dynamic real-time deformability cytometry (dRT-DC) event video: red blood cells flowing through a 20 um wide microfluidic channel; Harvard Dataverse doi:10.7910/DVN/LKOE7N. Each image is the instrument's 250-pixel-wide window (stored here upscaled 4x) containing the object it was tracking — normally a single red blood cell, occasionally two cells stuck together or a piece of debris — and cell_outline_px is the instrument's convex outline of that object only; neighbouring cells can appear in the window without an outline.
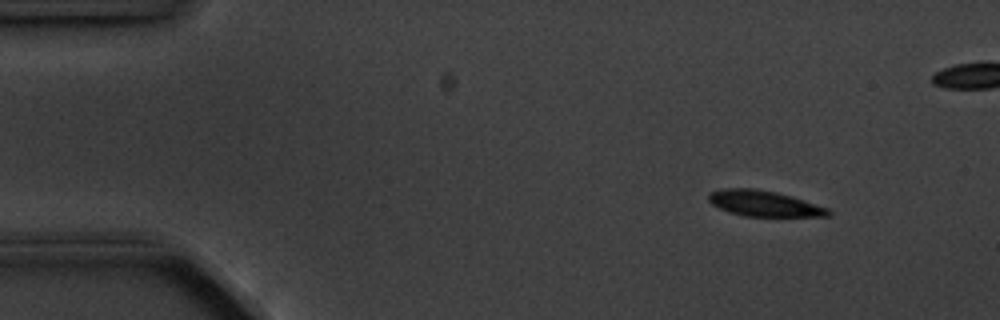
{"species": "common noctule bat (a hibernating species)", "species_latin": "Nyctalus noctula", "temperature_condition": "cold", "stored_images_in_passage": 4, "camera_frame_rate_fps": 3000, "um_per_image_px": 0.085, "animal": {"sex": "male", "body_mass_g": 20.1, "forearm_length_mm": 53.5}, "frame": {"image": 1, "passage_image": 1, "time_ms": 0.0, "image_size_px": [1000, 320], "cell_outline_px": [[832, 216], [744, 216], [728, 212], [712, 204], [708, 200], [708, 196], [712, 192], [724, 188], [756, 188], [776, 192], [792, 196], [828, 208], [832, 212]], "centroid_in_image_um": [64.96, 17.3], "position_along_channel_um": 20.0, "area_um2": 17.92}}